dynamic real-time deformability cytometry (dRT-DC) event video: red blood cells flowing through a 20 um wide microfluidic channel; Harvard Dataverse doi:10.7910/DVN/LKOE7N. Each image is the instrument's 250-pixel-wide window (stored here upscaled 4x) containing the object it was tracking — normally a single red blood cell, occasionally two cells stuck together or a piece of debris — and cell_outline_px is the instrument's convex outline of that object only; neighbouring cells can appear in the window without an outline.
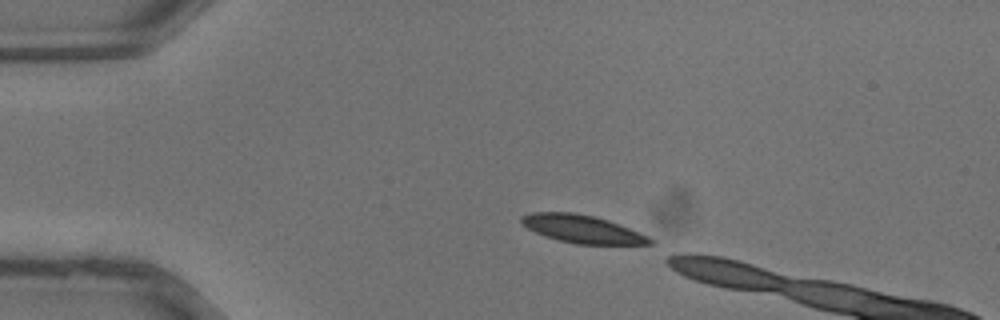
{"species": "common noctule bat (a hibernating species)", "species_latin": "Nyctalus noctula", "temperature_condition": "warm", "stored_images_in_passage": 5, "camera_frame_rate_fps": 3000, "um_per_image_px": 0.085, "animal": {"sex": "male", "body_mass_g": 13.3}, "frame": {"image": 1, "passage_image": 1, "time_ms": 0.0, "image_size_px": [1000, 320], "cell_outline_px": [[652, 244], [576, 244], [544, 236], [520, 224], [520, 216], [532, 212], [572, 212], [592, 216], [608, 220], [640, 232], [648, 236], [652, 240]], "centroid_in_image_um": [49.45, 19.46], "position_along_channel_um": 35.5, "area_um2": 20.75}}